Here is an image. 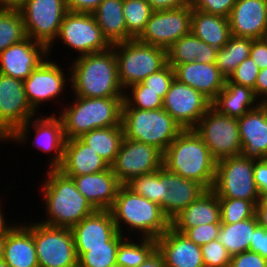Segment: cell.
I'll list each match as a JSON object with an SVG mask.
<instances>
[{"mask_svg":"<svg viewBox=\"0 0 267 267\" xmlns=\"http://www.w3.org/2000/svg\"><path fill=\"white\" fill-rule=\"evenodd\" d=\"M192 9L189 5L178 8L153 10L138 41L169 48L182 36L191 32Z\"/></svg>","mask_w":267,"mask_h":267,"instance_id":"obj_15","label":"cell"},{"mask_svg":"<svg viewBox=\"0 0 267 267\" xmlns=\"http://www.w3.org/2000/svg\"><path fill=\"white\" fill-rule=\"evenodd\" d=\"M252 235L249 251L260 254L267 261V229L258 225Z\"/></svg>","mask_w":267,"mask_h":267,"instance_id":"obj_50","label":"cell"},{"mask_svg":"<svg viewBox=\"0 0 267 267\" xmlns=\"http://www.w3.org/2000/svg\"><path fill=\"white\" fill-rule=\"evenodd\" d=\"M92 14L111 45L134 39L127 32L122 0H103Z\"/></svg>","mask_w":267,"mask_h":267,"instance_id":"obj_32","label":"cell"},{"mask_svg":"<svg viewBox=\"0 0 267 267\" xmlns=\"http://www.w3.org/2000/svg\"><path fill=\"white\" fill-rule=\"evenodd\" d=\"M103 0H66L68 11L92 13Z\"/></svg>","mask_w":267,"mask_h":267,"instance_id":"obj_52","label":"cell"},{"mask_svg":"<svg viewBox=\"0 0 267 267\" xmlns=\"http://www.w3.org/2000/svg\"><path fill=\"white\" fill-rule=\"evenodd\" d=\"M41 183L45 220L39 222L54 227L72 228L96 209L77 190L72 177L59 169H48ZM45 181V182H44Z\"/></svg>","mask_w":267,"mask_h":267,"instance_id":"obj_3","label":"cell"},{"mask_svg":"<svg viewBox=\"0 0 267 267\" xmlns=\"http://www.w3.org/2000/svg\"><path fill=\"white\" fill-rule=\"evenodd\" d=\"M221 224L237 223L252 218L256 214V205L249 200L219 198Z\"/></svg>","mask_w":267,"mask_h":267,"instance_id":"obj_42","label":"cell"},{"mask_svg":"<svg viewBox=\"0 0 267 267\" xmlns=\"http://www.w3.org/2000/svg\"><path fill=\"white\" fill-rule=\"evenodd\" d=\"M10 137L7 135V133L0 127V142H9Z\"/></svg>","mask_w":267,"mask_h":267,"instance_id":"obj_59","label":"cell"},{"mask_svg":"<svg viewBox=\"0 0 267 267\" xmlns=\"http://www.w3.org/2000/svg\"><path fill=\"white\" fill-rule=\"evenodd\" d=\"M203 263L214 267H229L231 255L218 239L201 246Z\"/></svg>","mask_w":267,"mask_h":267,"instance_id":"obj_44","label":"cell"},{"mask_svg":"<svg viewBox=\"0 0 267 267\" xmlns=\"http://www.w3.org/2000/svg\"><path fill=\"white\" fill-rule=\"evenodd\" d=\"M69 74L64 73L59 64L49 59V56L32 71L31 75L23 81L28 103L37 112L44 103L60 98L66 89V83H70ZM67 75L68 77H66ZM47 101V102H46ZM37 109V110H36Z\"/></svg>","mask_w":267,"mask_h":267,"instance_id":"obj_18","label":"cell"},{"mask_svg":"<svg viewBox=\"0 0 267 267\" xmlns=\"http://www.w3.org/2000/svg\"><path fill=\"white\" fill-rule=\"evenodd\" d=\"M259 72L260 69L256 63L251 57H248L236 67L229 80L233 83L254 89Z\"/></svg>","mask_w":267,"mask_h":267,"instance_id":"obj_45","label":"cell"},{"mask_svg":"<svg viewBox=\"0 0 267 267\" xmlns=\"http://www.w3.org/2000/svg\"><path fill=\"white\" fill-rule=\"evenodd\" d=\"M167 51L170 66L184 63H215L218 49L200 40L192 32L174 42Z\"/></svg>","mask_w":267,"mask_h":267,"instance_id":"obj_31","label":"cell"},{"mask_svg":"<svg viewBox=\"0 0 267 267\" xmlns=\"http://www.w3.org/2000/svg\"><path fill=\"white\" fill-rule=\"evenodd\" d=\"M122 108L157 110L163 108V98L157 92L148 90L146 85L139 82L125 89Z\"/></svg>","mask_w":267,"mask_h":267,"instance_id":"obj_40","label":"cell"},{"mask_svg":"<svg viewBox=\"0 0 267 267\" xmlns=\"http://www.w3.org/2000/svg\"><path fill=\"white\" fill-rule=\"evenodd\" d=\"M260 104L261 101L252 88L233 83L229 79L225 80L224 88L211 102V106L220 114L237 119Z\"/></svg>","mask_w":267,"mask_h":267,"instance_id":"obj_30","label":"cell"},{"mask_svg":"<svg viewBox=\"0 0 267 267\" xmlns=\"http://www.w3.org/2000/svg\"><path fill=\"white\" fill-rule=\"evenodd\" d=\"M27 0H0L1 9H19Z\"/></svg>","mask_w":267,"mask_h":267,"instance_id":"obj_58","label":"cell"},{"mask_svg":"<svg viewBox=\"0 0 267 267\" xmlns=\"http://www.w3.org/2000/svg\"><path fill=\"white\" fill-rule=\"evenodd\" d=\"M213 223H221L220 202L212 190H206L197 200L174 216L170 226L184 233L188 228Z\"/></svg>","mask_w":267,"mask_h":267,"instance_id":"obj_29","label":"cell"},{"mask_svg":"<svg viewBox=\"0 0 267 267\" xmlns=\"http://www.w3.org/2000/svg\"><path fill=\"white\" fill-rule=\"evenodd\" d=\"M211 107L202 93L174 79L163 99V109L183 128L193 129Z\"/></svg>","mask_w":267,"mask_h":267,"instance_id":"obj_17","label":"cell"},{"mask_svg":"<svg viewBox=\"0 0 267 267\" xmlns=\"http://www.w3.org/2000/svg\"><path fill=\"white\" fill-rule=\"evenodd\" d=\"M31 127V128H30ZM33 129V130H32ZM35 131L32 145L34 148L42 151L43 153H51L49 158L48 169L58 168L63 160L65 137L63 133V125L58 115L44 117L36 116L31 118L24 125L20 126L11 136L10 142L18 144H26L31 137L29 131ZM53 153H52V152ZM55 155V156H54Z\"/></svg>","mask_w":267,"mask_h":267,"instance_id":"obj_13","label":"cell"},{"mask_svg":"<svg viewBox=\"0 0 267 267\" xmlns=\"http://www.w3.org/2000/svg\"><path fill=\"white\" fill-rule=\"evenodd\" d=\"M163 166L169 172L194 180L211 190L217 160L194 129H183L164 152Z\"/></svg>","mask_w":267,"mask_h":267,"instance_id":"obj_4","label":"cell"},{"mask_svg":"<svg viewBox=\"0 0 267 267\" xmlns=\"http://www.w3.org/2000/svg\"><path fill=\"white\" fill-rule=\"evenodd\" d=\"M72 177L77 190L96 210H110L121 184L111 166L101 172Z\"/></svg>","mask_w":267,"mask_h":267,"instance_id":"obj_24","label":"cell"},{"mask_svg":"<svg viewBox=\"0 0 267 267\" xmlns=\"http://www.w3.org/2000/svg\"><path fill=\"white\" fill-rule=\"evenodd\" d=\"M126 186L135 194L159 204L170 221L207 190L194 180L169 172L164 166L133 178Z\"/></svg>","mask_w":267,"mask_h":267,"instance_id":"obj_1","label":"cell"},{"mask_svg":"<svg viewBox=\"0 0 267 267\" xmlns=\"http://www.w3.org/2000/svg\"><path fill=\"white\" fill-rule=\"evenodd\" d=\"M249 57L253 59L260 70L267 68V37L253 40Z\"/></svg>","mask_w":267,"mask_h":267,"instance_id":"obj_51","label":"cell"},{"mask_svg":"<svg viewBox=\"0 0 267 267\" xmlns=\"http://www.w3.org/2000/svg\"><path fill=\"white\" fill-rule=\"evenodd\" d=\"M153 10H164L189 5V0H146Z\"/></svg>","mask_w":267,"mask_h":267,"instance_id":"obj_54","label":"cell"},{"mask_svg":"<svg viewBox=\"0 0 267 267\" xmlns=\"http://www.w3.org/2000/svg\"><path fill=\"white\" fill-rule=\"evenodd\" d=\"M33 239L39 267H78L71 228L33 222Z\"/></svg>","mask_w":267,"mask_h":267,"instance_id":"obj_12","label":"cell"},{"mask_svg":"<svg viewBox=\"0 0 267 267\" xmlns=\"http://www.w3.org/2000/svg\"><path fill=\"white\" fill-rule=\"evenodd\" d=\"M79 138L111 166L119 152L124 130L122 126L98 128L82 134Z\"/></svg>","mask_w":267,"mask_h":267,"instance_id":"obj_34","label":"cell"},{"mask_svg":"<svg viewBox=\"0 0 267 267\" xmlns=\"http://www.w3.org/2000/svg\"><path fill=\"white\" fill-rule=\"evenodd\" d=\"M174 79V69L167 63L162 69L145 78L142 83L148 87V90L157 92L164 99Z\"/></svg>","mask_w":267,"mask_h":267,"instance_id":"obj_43","label":"cell"},{"mask_svg":"<svg viewBox=\"0 0 267 267\" xmlns=\"http://www.w3.org/2000/svg\"><path fill=\"white\" fill-rule=\"evenodd\" d=\"M27 38L19 9L0 8V53Z\"/></svg>","mask_w":267,"mask_h":267,"instance_id":"obj_39","label":"cell"},{"mask_svg":"<svg viewBox=\"0 0 267 267\" xmlns=\"http://www.w3.org/2000/svg\"><path fill=\"white\" fill-rule=\"evenodd\" d=\"M221 223L201 224L188 228L183 234L198 246L218 239Z\"/></svg>","mask_w":267,"mask_h":267,"instance_id":"obj_47","label":"cell"},{"mask_svg":"<svg viewBox=\"0 0 267 267\" xmlns=\"http://www.w3.org/2000/svg\"><path fill=\"white\" fill-rule=\"evenodd\" d=\"M237 0H189L192 10H201L206 13L229 17Z\"/></svg>","mask_w":267,"mask_h":267,"instance_id":"obj_46","label":"cell"},{"mask_svg":"<svg viewBox=\"0 0 267 267\" xmlns=\"http://www.w3.org/2000/svg\"><path fill=\"white\" fill-rule=\"evenodd\" d=\"M37 113L28 103L23 81L0 73V127L7 135L10 137Z\"/></svg>","mask_w":267,"mask_h":267,"instance_id":"obj_19","label":"cell"},{"mask_svg":"<svg viewBox=\"0 0 267 267\" xmlns=\"http://www.w3.org/2000/svg\"><path fill=\"white\" fill-rule=\"evenodd\" d=\"M191 32L200 40L217 49L224 47L231 36L227 17L201 10H192Z\"/></svg>","mask_w":267,"mask_h":267,"instance_id":"obj_33","label":"cell"},{"mask_svg":"<svg viewBox=\"0 0 267 267\" xmlns=\"http://www.w3.org/2000/svg\"><path fill=\"white\" fill-rule=\"evenodd\" d=\"M174 77L202 93L211 102L224 88L225 78L215 63H184L174 65Z\"/></svg>","mask_w":267,"mask_h":267,"instance_id":"obj_25","label":"cell"},{"mask_svg":"<svg viewBox=\"0 0 267 267\" xmlns=\"http://www.w3.org/2000/svg\"><path fill=\"white\" fill-rule=\"evenodd\" d=\"M201 267H214V266H211L209 264L203 263Z\"/></svg>","mask_w":267,"mask_h":267,"instance_id":"obj_62","label":"cell"},{"mask_svg":"<svg viewBox=\"0 0 267 267\" xmlns=\"http://www.w3.org/2000/svg\"><path fill=\"white\" fill-rule=\"evenodd\" d=\"M228 21L231 35L251 39L267 37V0H237Z\"/></svg>","mask_w":267,"mask_h":267,"instance_id":"obj_21","label":"cell"},{"mask_svg":"<svg viewBox=\"0 0 267 267\" xmlns=\"http://www.w3.org/2000/svg\"><path fill=\"white\" fill-rule=\"evenodd\" d=\"M156 248L162 254L166 267H201V246L171 226L156 239Z\"/></svg>","mask_w":267,"mask_h":267,"instance_id":"obj_23","label":"cell"},{"mask_svg":"<svg viewBox=\"0 0 267 267\" xmlns=\"http://www.w3.org/2000/svg\"><path fill=\"white\" fill-rule=\"evenodd\" d=\"M121 87L142 82L167 64L166 49L145 44L137 39L113 44Z\"/></svg>","mask_w":267,"mask_h":267,"instance_id":"obj_8","label":"cell"},{"mask_svg":"<svg viewBox=\"0 0 267 267\" xmlns=\"http://www.w3.org/2000/svg\"><path fill=\"white\" fill-rule=\"evenodd\" d=\"M136 240V242H134ZM126 237L117 250L116 262L122 267H138L156 249V240L142 238L140 240Z\"/></svg>","mask_w":267,"mask_h":267,"instance_id":"obj_38","label":"cell"},{"mask_svg":"<svg viewBox=\"0 0 267 267\" xmlns=\"http://www.w3.org/2000/svg\"><path fill=\"white\" fill-rule=\"evenodd\" d=\"M73 103L65 104L58 114L65 140L80 137L98 128L122 126L124 97L84 98L74 96Z\"/></svg>","mask_w":267,"mask_h":267,"instance_id":"obj_6","label":"cell"},{"mask_svg":"<svg viewBox=\"0 0 267 267\" xmlns=\"http://www.w3.org/2000/svg\"><path fill=\"white\" fill-rule=\"evenodd\" d=\"M253 90L261 103H267V68L260 70Z\"/></svg>","mask_w":267,"mask_h":267,"instance_id":"obj_53","label":"cell"},{"mask_svg":"<svg viewBox=\"0 0 267 267\" xmlns=\"http://www.w3.org/2000/svg\"><path fill=\"white\" fill-rule=\"evenodd\" d=\"M256 217L259 225L267 229V197L261 198L256 204Z\"/></svg>","mask_w":267,"mask_h":267,"instance_id":"obj_56","label":"cell"},{"mask_svg":"<svg viewBox=\"0 0 267 267\" xmlns=\"http://www.w3.org/2000/svg\"><path fill=\"white\" fill-rule=\"evenodd\" d=\"M153 9L146 0H128L123 2L127 32L136 39L144 30Z\"/></svg>","mask_w":267,"mask_h":267,"instance_id":"obj_41","label":"cell"},{"mask_svg":"<svg viewBox=\"0 0 267 267\" xmlns=\"http://www.w3.org/2000/svg\"><path fill=\"white\" fill-rule=\"evenodd\" d=\"M229 267H267V261L258 253L244 251L231 257Z\"/></svg>","mask_w":267,"mask_h":267,"instance_id":"obj_48","label":"cell"},{"mask_svg":"<svg viewBox=\"0 0 267 267\" xmlns=\"http://www.w3.org/2000/svg\"><path fill=\"white\" fill-rule=\"evenodd\" d=\"M48 57V48L27 37L0 53V73L24 81Z\"/></svg>","mask_w":267,"mask_h":267,"instance_id":"obj_20","label":"cell"},{"mask_svg":"<svg viewBox=\"0 0 267 267\" xmlns=\"http://www.w3.org/2000/svg\"><path fill=\"white\" fill-rule=\"evenodd\" d=\"M58 40L77 51V57L102 52L112 47L103 36L92 13L68 11L63 17L56 41Z\"/></svg>","mask_w":267,"mask_h":267,"instance_id":"obj_14","label":"cell"},{"mask_svg":"<svg viewBox=\"0 0 267 267\" xmlns=\"http://www.w3.org/2000/svg\"><path fill=\"white\" fill-rule=\"evenodd\" d=\"M138 267H166L162 254L157 248L149 255V257Z\"/></svg>","mask_w":267,"mask_h":267,"instance_id":"obj_55","label":"cell"},{"mask_svg":"<svg viewBox=\"0 0 267 267\" xmlns=\"http://www.w3.org/2000/svg\"><path fill=\"white\" fill-rule=\"evenodd\" d=\"M71 230L75 247H108L119 233L110 210H96Z\"/></svg>","mask_w":267,"mask_h":267,"instance_id":"obj_27","label":"cell"},{"mask_svg":"<svg viewBox=\"0 0 267 267\" xmlns=\"http://www.w3.org/2000/svg\"><path fill=\"white\" fill-rule=\"evenodd\" d=\"M0 241L16 226L15 222L7 221L5 219L4 210L2 207V202L0 200ZM3 210V211H2ZM11 223V224H9Z\"/></svg>","mask_w":267,"mask_h":267,"instance_id":"obj_57","label":"cell"},{"mask_svg":"<svg viewBox=\"0 0 267 267\" xmlns=\"http://www.w3.org/2000/svg\"><path fill=\"white\" fill-rule=\"evenodd\" d=\"M110 166L79 137L65 141L63 160L57 168L67 176L94 174Z\"/></svg>","mask_w":267,"mask_h":267,"instance_id":"obj_28","label":"cell"},{"mask_svg":"<svg viewBox=\"0 0 267 267\" xmlns=\"http://www.w3.org/2000/svg\"><path fill=\"white\" fill-rule=\"evenodd\" d=\"M193 129L217 161L242 155L237 118L220 114L211 106Z\"/></svg>","mask_w":267,"mask_h":267,"instance_id":"obj_11","label":"cell"},{"mask_svg":"<svg viewBox=\"0 0 267 267\" xmlns=\"http://www.w3.org/2000/svg\"><path fill=\"white\" fill-rule=\"evenodd\" d=\"M0 267H9L0 256Z\"/></svg>","mask_w":267,"mask_h":267,"instance_id":"obj_60","label":"cell"},{"mask_svg":"<svg viewBox=\"0 0 267 267\" xmlns=\"http://www.w3.org/2000/svg\"><path fill=\"white\" fill-rule=\"evenodd\" d=\"M211 190L218 198H240L256 205L261 195L254 180V158L238 155L218 160Z\"/></svg>","mask_w":267,"mask_h":267,"instance_id":"obj_9","label":"cell"},{"mask_svg":"<svg viewBox=\"0 0 267 267\" xmlns=\"http://www.w3.org/2000/svg\"><path fill=\"white\" fill-rule=\"evenodd\" d=\"M71 62L69 85L72 95L84 98L124 97L113 47L75 57Z\"/></svg>","mask_w":267,"mask_h":267,"instance_id":"obj_2","label":"cell"},{"mask_svg":"<svg viewBox=\"0 0 267 267\" xmlns=\"http://www.w3.org/2000/svg\"><path fill=\"white\" fill-rule=\"evenodd\" d=\"M242 155L267 158V103L238 118Z\"/></svg>","mask_w":267,"mask_h":267,"instance_id":"obj_26","label":"cell"},{"mask_svg":"<svg viewBox=\"0 0 267 267\" xmlns=\"http://www.w3.org/2000/svg\"><path fill=\"white\" fill-rule=\"evenodd\" d=\"M124 138L157 147L163 153L183 128L163 108H122Z\"/></svg>","mask_w":267,"mask_h":267,"instance_id":"obj_7","label":"cell"},{"mask_svg":"<svg viewBox=\"0 0 267 267\" xmlns=\"http://www.w3.org/2000/svg\"><path fill=\"white\" fill-rule=\"evenodd\" d=\"M110 267H122V266H120V265L116 262V263L112 264Z\"/></svg>","mask_w":267,"mask_h":267,"instance_id":"obj_61","label":"cell"},{"mask_svg":"<svg viewBox=\"0 0 267 267\" xmlns=\"http://www.w3.org/2000/svg\"><path fill=\"white\" fill-rule=\"evenodd\" d=\"M110 211L118 232L126 237H131L129 232L132 235L138 232V237L156 240L170 227V220L159 204L135 194L126 185L119 187ZM123 226L129 229L127 234Z\"/></svg>","mask_w":267,"mask_h":267,"instance_id":"obj_5","label":"cell"},{"mask_svg":"<svg viewBox=\"0 0 267 267\" xmlns=\"http://www.w3.org/2000/svg\"><path fill=\"white\" fill-rule=\"evenodd\" d=\"M254 39L231 35L226 45L217 51L215 65L225 79L250 55Z\"/></svg>","mask_w":267,"mask_h":267,"instance_id":"obj_36","label":"cell"},{"mask_svg":"<svg viewBox=\"0 0 267 267\" xmlns=\"http://www.w3.org/2000/svg\"><path fill=\"white\" fill-rule=\"evenodd\" d=\"M259 225L256 214L237 223L221 224L218 240L232 256L249 251L253 231Z\"/></svg>","mask_w":267,"mask_h":267,"instance_id":"obj_35","label":"cell"},{"mask_svg":"<svg viewBox=\"0 0 267 267\" xmlns=\"http://www.w3.org/2000/svg\"><path fill=\"white\" fill-rule=\"evenodd\" d=\"M24 222L17 223L0 241V256L9 267H39L33 239V220Z\"/></svg>","mask_w":267,"mask_h":267,"instance_id":"obj_22","label":"cell"},{"mask_svg":"<svg viewBox=\"0 0 267 267\" xmlns=\"http://www.w3.org/2000/svg\"><path fill=\"white\" fill-rule=\"evenodd\" d=\"M163 155L155 146L123 138L111 168L119 183L126 185L137 176L162 168Z\"/></svg>","mask_w":267,"mask_h":267,"instance_id":"obj_16","label":"cell"},{"mask_svg":"<svg viewBox=\"0 0 267 267\" xmlns=\"http://www.w3.org/2000/svg\"><path fill=\"white\" fill-rule=\"evenodd\" d=\"M19 11L27 37L44 44L50 57L63 17L68 13L66 0H27Z\"/></svg>","mask_w":267,"mask_h":267,"instance_id":"obj_10","label":"cell"},{"mask_svg":"<svg viewBox=\"0 0 267 267\" xmlns=\"http://www.w3.org/2000/svg\"><path fill=\"white\" fill-rule=\"evenodd\" d=\"M254 180L261 198L267 197V158H254Z\"/></svg>","mask_w":267,"mask_h":267,"instance_id":"obj_49","label":"cell"},{"mask_svg":"<svg viewBox=\"0 0 267 267\" xmlns=\"http://www.w3.org/2000/svg\"><path fill=\"white\" fill-rule=\"evenodd\" d=\"M125 238L118 233L108 242V247H75L78 267H110L116 263L118 247Z\"/></svg>","mask_w":267,"mask_h":267,"instance_id":"obj_37","label":"cell"}]
</instances>
